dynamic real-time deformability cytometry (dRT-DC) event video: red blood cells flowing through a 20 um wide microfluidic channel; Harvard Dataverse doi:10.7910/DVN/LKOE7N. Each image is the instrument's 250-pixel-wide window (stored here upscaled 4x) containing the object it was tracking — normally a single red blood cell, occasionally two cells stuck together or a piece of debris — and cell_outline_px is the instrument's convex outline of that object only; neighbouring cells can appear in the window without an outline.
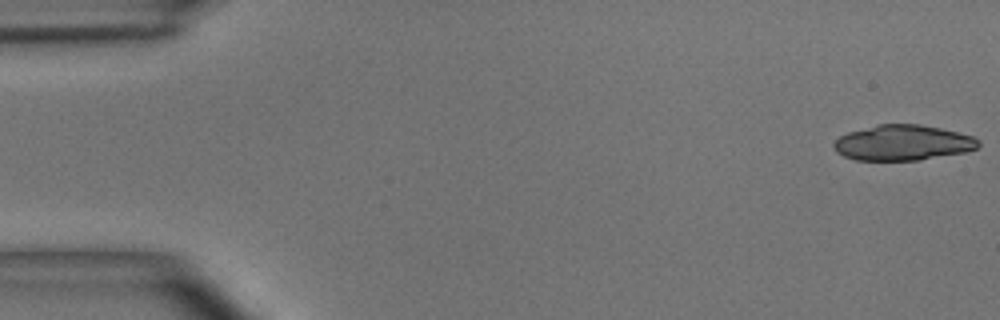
{"species": "common noctule bat (a hibernating species)", "species_latin": "Nyctalus noctula", "temperature_condition": "room temperature", "stored_images_in_passage": 49, "camera_frame_rate_fps": 3000, "um_per_image_px": 0.085, "animal": {"sex": "male", "body_mass_g": 15.6}, "frame": {"image": 1, "passage_image": 1, "time_ms": 0.0, "image_size_px": [1000, 320], "cell_outline_px": [[980, 144], [976, 148], [968, 152], [920, 160], [856, 160], [844, 156], [836, 152], [832, 144], [840, 136], [848, 132], [876, 124], [920, 124], [940, 128], [972, 136], [980, 140]], "centroid_in_image_um": [76.74, 12.13], "position_along_channel_um": 8.3, "area_um2": 30.0}}
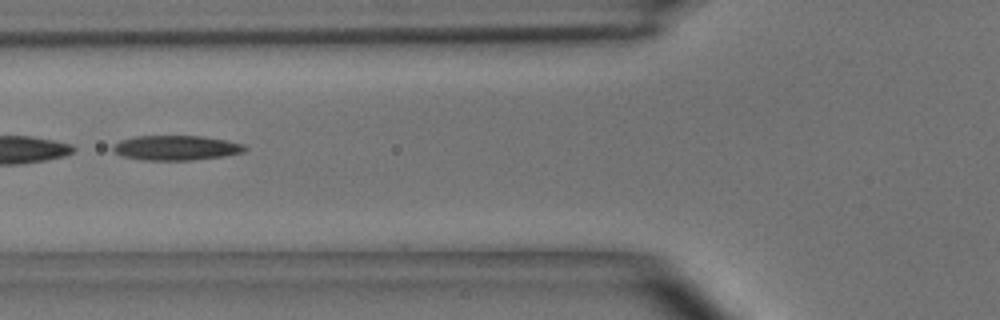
{"frame": {"image": 2, "passage_image": 19, "time_ms": 6.0, "image_size_px": [1000, 320], "cell_outline_px": [[248, 148], [244, 152], [224, 156], [192, 160], [144, 160], [124, 156], [116, 152], [112, 148], [112, 144], [120, 140], [132, 136], [204, 136], [228, 140], [244, 144]], "centroid_in_image_um": [15.0, 12.55], "position_along_channel_um": 110.8, "area_um2": 19.19}, "authors_computed_cell_mechanics": {"area_um2": 29.9982, "velocity_mm_per_s": 3.9694, "shape_relaxation_time_tau1_ms": 5.8843, "shape_relaxation_time_tau2_ms": null, "deformation_change_tau1": 0.1732, "deformation_change_tau2": null}}